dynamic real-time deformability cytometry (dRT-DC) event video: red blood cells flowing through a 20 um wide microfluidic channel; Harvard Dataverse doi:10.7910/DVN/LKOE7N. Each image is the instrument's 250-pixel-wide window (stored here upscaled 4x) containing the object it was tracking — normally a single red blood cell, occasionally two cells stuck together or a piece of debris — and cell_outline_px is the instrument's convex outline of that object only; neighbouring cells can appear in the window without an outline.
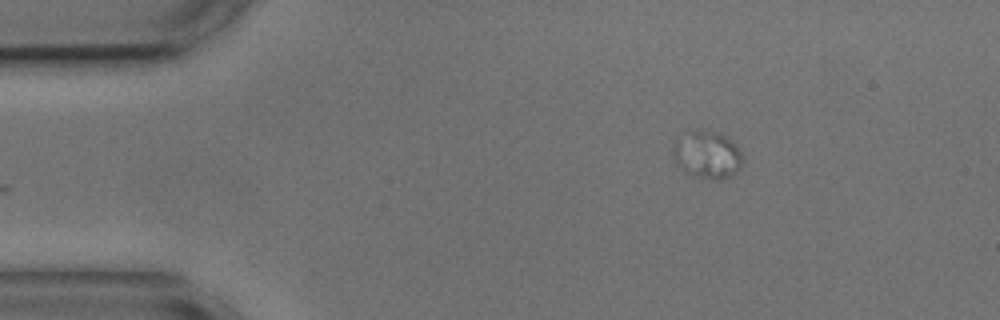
{"species": "common noctule bat (a hibernating species)", "species_latin": "Nyctalus noctula", "temperature_condition": "cold", "stored_images_in_passage": 3, "camera_frame_rate_fps": 3000, "um_per_image_px": 0.085, "animal": {"sex": "male", "body_mass_g": 17.9, "forearm_length_mm": 54.2}, "frame": {"image": 1, "passage_image": 3, "time_ms": 3.0, "image_size_px": [1000, 320], "cell_outline_px": [[744, 160], [740, 168], [732, 176], [720, 180], [712, 180], [692, 176], [684, 172], [676, 164], [672, 156], [672, 152], [676, 136], [692, 132], [720, 132], [732, 140], [736, 144]], "centroid_in_image_um": [60.11, 13.2], "position_along_channel_um": 24.9, "area_um2": 19.59}}